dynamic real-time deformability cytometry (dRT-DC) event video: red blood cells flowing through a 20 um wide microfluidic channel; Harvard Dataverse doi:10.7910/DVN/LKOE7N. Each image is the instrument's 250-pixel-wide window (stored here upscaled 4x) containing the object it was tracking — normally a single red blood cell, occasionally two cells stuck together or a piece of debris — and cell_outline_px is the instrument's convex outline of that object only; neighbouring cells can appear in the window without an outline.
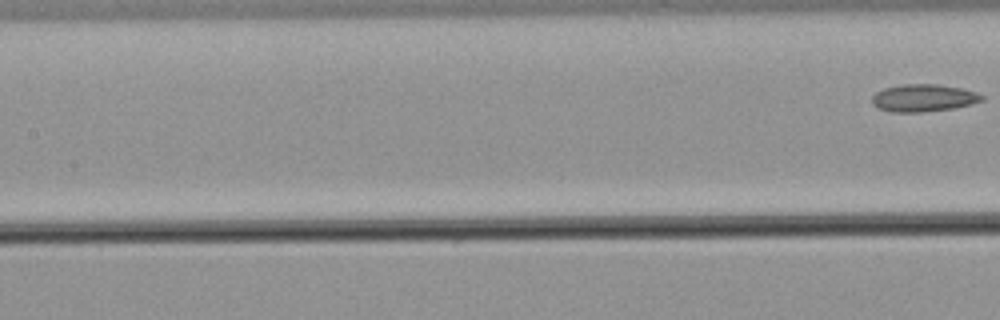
{"species": "common noctule bat (a hibernating species)", "species_latin": "Nyctalus noctula", "temperature_condition": "warm", "stored_images_in_passage": 12, "camera_frame_rate_fps": 3000, "um_per_image_px": 0.085, "animal": {"sex": "male", "body_mass_g": 21.5, "forearm_length_mm": 52.0}, "frame": {"image": 1, "passage_image": 12, "time_ms": 3.667, "image_size_px": [1000, 320], "cell_outline_px": [[984, 100], [972, 104], [952, 108], [924, 112], [892, 112], [880, 108], [872, 104], [872, 96], [876, 92], [884, 88], [900, 84], [936, 84], [960, 88], [976, 92], [984, 96]], "centroid_in_image_um": [78.49, 8.32], "position_along_channel_um": 128.9, "area_um2": 17.51}}